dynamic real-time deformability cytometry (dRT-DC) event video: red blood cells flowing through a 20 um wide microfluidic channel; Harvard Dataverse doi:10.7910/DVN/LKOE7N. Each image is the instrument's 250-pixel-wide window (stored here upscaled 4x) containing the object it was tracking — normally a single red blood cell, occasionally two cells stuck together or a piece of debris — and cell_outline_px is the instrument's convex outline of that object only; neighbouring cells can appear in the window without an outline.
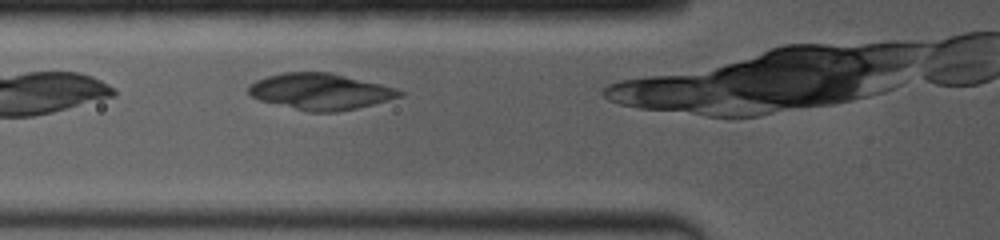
{"species": "common noctule bat (a hibernating species)", "species_latin": "Nyctalus noctula", "temperature_condition": "room temperature", "stored_images_in_passage": 23, "camera_frame_rate_fps": 4000, "um_per_image_px": 0.085, "animal": {"sex": "female", "body_mass_g": 19.0, "forearm_length_mm": 53.3}, "frame": {"image": 1, "passage_image": 4, "time_ms": 0.75, "image_size_px": [1000, 240], "cell_outline_px": [[404, 96], [356, 108], [336, 112], [308, 112], [260, 100], [252, 96], [248, 92], [248, 84], [256, 80], [268, 76], [284, 72], [328, 72], [380, 84], [396, 88], [404, 92]], "centroid_in_image_um": [27.22, 7.78], "position_along_channel_um": 98.6, "area_um2": 31.67}}
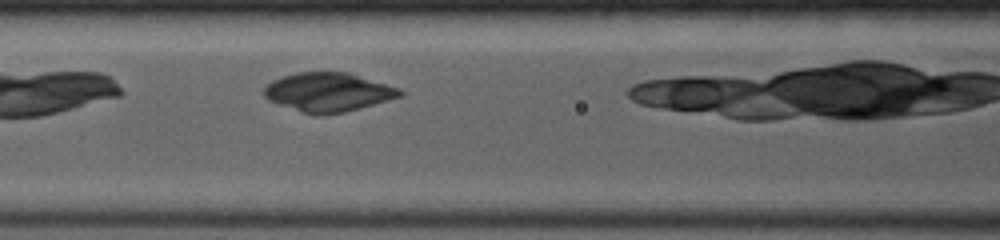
{"frame": {"image": 2, "passage_image": 7, "time_ms": 1.75, "image_size_px": [1000, 240], "cell_outline_px": [[404, 96], [360, 108], [344, 112], [320, 116], [300, 112], [268, 100], [264, 96], [264, 88], [272, 80], [296, 72], [348, 72], [400, 88], [404, 92]], "centroid_in_image_um": [27.91, 7.84], "position_along_channel_um": 138.7, "area_um2": 30.98}}